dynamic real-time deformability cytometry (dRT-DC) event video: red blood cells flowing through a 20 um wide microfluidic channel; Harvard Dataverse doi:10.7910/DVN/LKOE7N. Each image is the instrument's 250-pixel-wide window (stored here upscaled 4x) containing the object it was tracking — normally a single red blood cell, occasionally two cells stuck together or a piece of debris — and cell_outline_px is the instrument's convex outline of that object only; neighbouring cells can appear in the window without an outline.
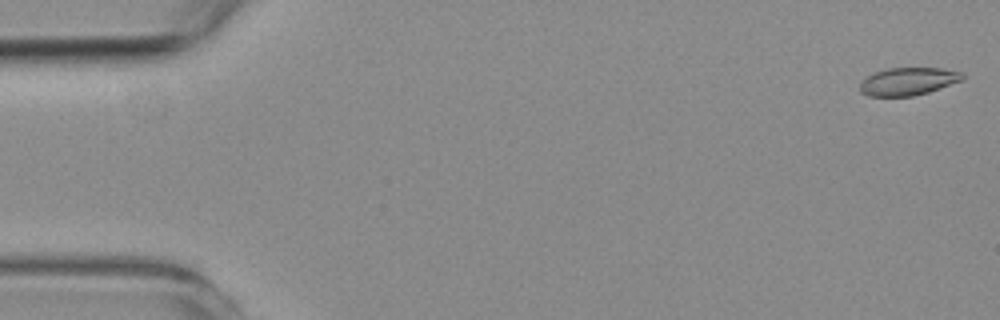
{"species": "common noctule bat (a hibernating species)", "species_latin": "Nyctalus noctula", "temperature_condition": "room temperature", "stored_images_in_passage": 58, "camera_frame_rate_fps": 3000, "um_per_image_px": 0.085, "animal": {"sex": "female", "body_mass_g": 19.3, "forearm_length_mm": 54.1}, "frame": {"image": 1, "passage_image": 1, "time_ms": 0.0, "image_size_px": [1000, 320], "cell_outline_px": [[964, 80], [928, 92], [912, 96], [868, 96], [860, 92], [860, 80], [872, 72], [888, 68], [940, 68], [964, 72]], "centroid_in_image_um": [77.17, 6.91], "position_along_channel_um": 7.8, "area_um2": 16.82}}
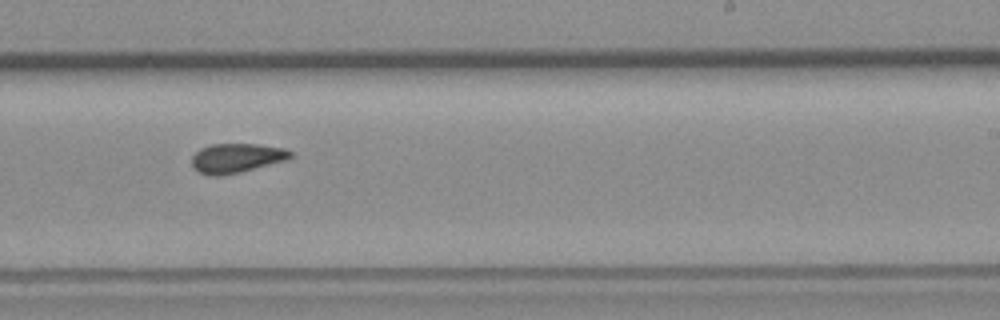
{"frame": {"image": 2, "passage_image": 35, "time_ms": 11.333, "image_size_px": [1000, 320], "cell_outline_px": [[292, 156], [288, 160], [240, 172], [220, 176], [208, 176], [200, 172], [192, 164], [192, 156], [200, 148], [208, 144], [256, 144], [284, 148], [292, 152]], "centroid_in_image_um": [20.11, 13.43], "position_along_channel_um": 268.9, "area_um2": 16.94}}
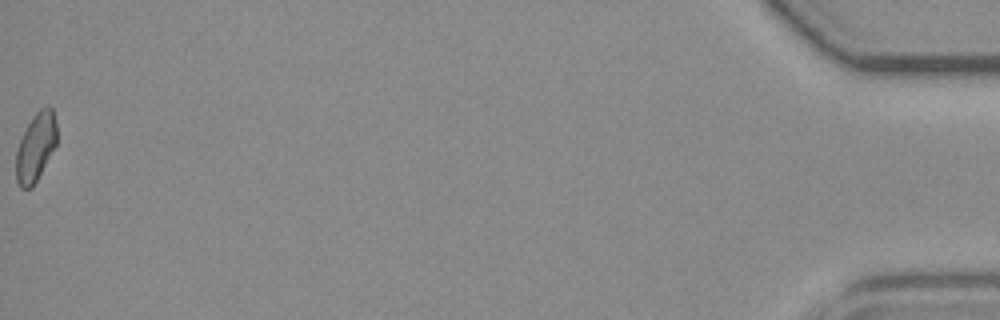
{"frame": {"image": 3, "passage_image": 58, "time_ms": 19.0, "image_size_px": [1000, 320], "cell_outline_px": [[56, 144], [32, 188], [20, 188], [16, 180], [16, 148], [32, 116], [40, 108], [52, 108], [56, 124]], "centroid_in_image_um": [3.01, 12.52], "position_along_channel_um": 432.2, "area_um2": 15.95}, "authors_computed_cell_mechanics": {"area_um2": 16.8776, "velocity_mm_per_s": 3.5464, "shape_relaxation_time_tau1_ms": null, "shape_relaxation_time_tau2_ms": 3.5036, "deformation_change_tau1": null, "deformation_change_tau2": 0.088}}